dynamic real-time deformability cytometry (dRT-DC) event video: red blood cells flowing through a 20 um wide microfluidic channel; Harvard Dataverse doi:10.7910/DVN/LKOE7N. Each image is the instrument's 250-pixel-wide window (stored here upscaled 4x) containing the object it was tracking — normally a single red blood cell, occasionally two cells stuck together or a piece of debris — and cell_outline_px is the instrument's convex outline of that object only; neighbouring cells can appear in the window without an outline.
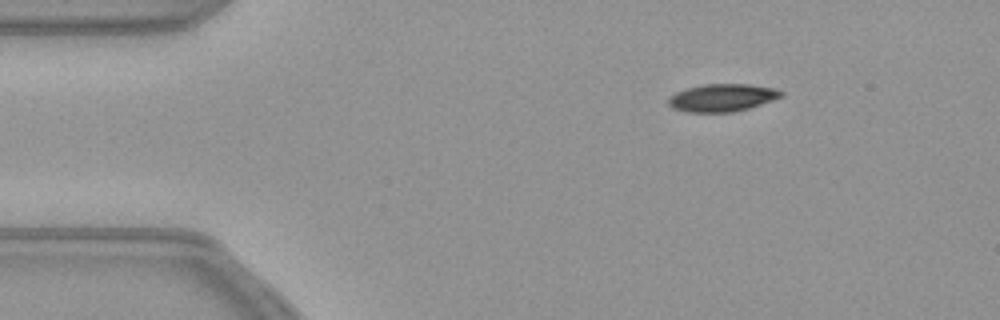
{"species": "common noctule bat (a hibernating species)", "species_latin": "Nyctalus noctula", "temperature_condition": "warm", "stored_images_in_passage": 48, "camera_frame_rate_fps": 3000, "um_per_image_px": 0.085, "animal": {"sex": "female", "body_mass_g": 21.9}, "frame": {"image": 1, "passage_image": 1, "time_ms": 0.0, "image_size_px": [1000, 320], "cell_outline_px": [[784, 96], [748, 108], [732, 112], [688, 112], [672, 108], [668, 104], [668, 96], [676, 92], [688, 88], [704, 84], [748, 84], [776, 88], [784, 92]], "centroid_in_image_um": [61.38, 8.3], "position_along_channel_um": 23.6, "area_um2": 18.15}}
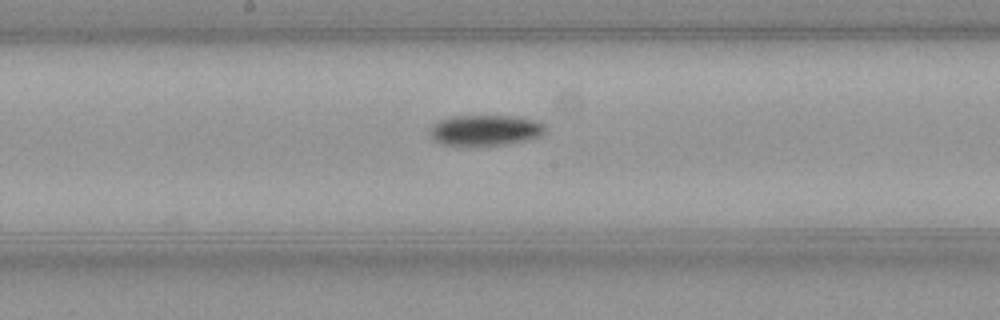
{"frame": {"image": 2, "passage_image": 21, "time_ms": 6.667, "image_size_px": [1000, 320], "cell_outline_px": [[544, 132], [540, 136], [532, 140], [508, 144], [480, 148], [460, 148], [440, 144], [432, 140], [428, 136], [428, 132], [432, 124], [440, 120], [452, 116], [512, 116], [536, 120], [544, 124]], "centroid_in_image_um": [41.16, 11.14], "position_along_channel_um": 207.0, "area_um2": 21.91}}
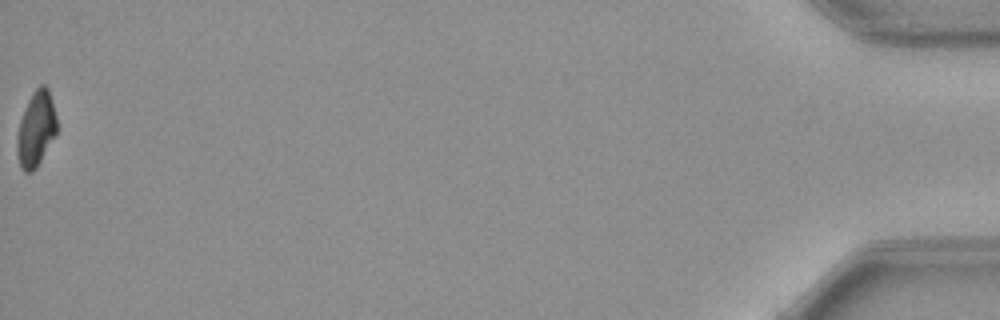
{"frame": {"image": 3, "passage_image": 48, "time_ms": 15.667, "image_size_px": [1000, 320], "cell_outline_px": [[56, 136], [36, 168], [32, 172], [24, 172], [20, 168], [16, 152], [16, 136], [20, 120], [28, 100], [32, 92], [40, 84], [44, 84], [48, 88], [52, 100], [56, 116]], "centroid_in_image_um": [3.05, 10.98], "position_along_channel_um": 432.2, "area_um2": 17.69}}